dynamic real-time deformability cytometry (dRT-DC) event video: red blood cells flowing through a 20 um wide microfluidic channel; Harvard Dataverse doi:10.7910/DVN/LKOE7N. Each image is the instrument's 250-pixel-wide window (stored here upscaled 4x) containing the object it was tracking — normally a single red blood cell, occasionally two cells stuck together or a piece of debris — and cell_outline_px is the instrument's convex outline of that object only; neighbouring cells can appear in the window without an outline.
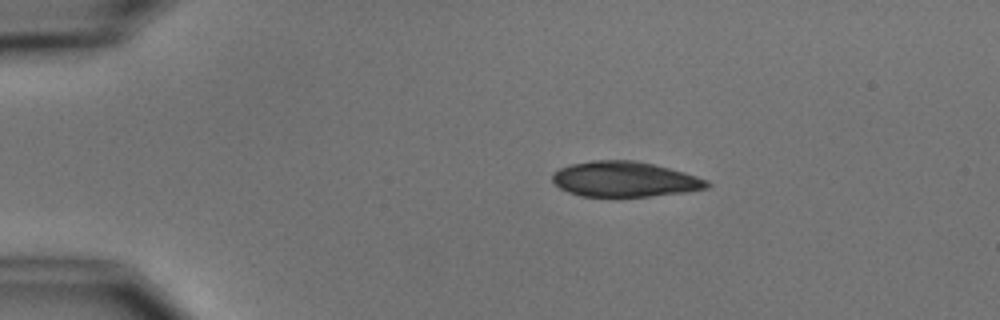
{"species": "common noctule bat (a hibernating species)", "species_latin": "Nyctalus noctula", "temperature_condition": "cold", "stored_images_in_passage": 5, "camera_frame_rate_fps": 3000, "um_per_image_px": 0.085, "animal": {"sex": "male", "body_mass_g": 15.6}, "frame": {"image": 1, "passage_image": 1, "time_ms": 0.0, "image_size_px": [1000, 320], "cell_outline_px": [[712, 184], [708, 188], [684, 192], [648, 196], [580, 196], [568, 192], [560, 188], [552, 180], [552, 172], [560, 168], [572, 164], [592, 160], [632, 160], [652, 164], [684, 172], [708, 180]], "centroid_in_image_um": [53.09, 15.23], "position_along_channel_um": 31.9, "area_um2": 31.62}}